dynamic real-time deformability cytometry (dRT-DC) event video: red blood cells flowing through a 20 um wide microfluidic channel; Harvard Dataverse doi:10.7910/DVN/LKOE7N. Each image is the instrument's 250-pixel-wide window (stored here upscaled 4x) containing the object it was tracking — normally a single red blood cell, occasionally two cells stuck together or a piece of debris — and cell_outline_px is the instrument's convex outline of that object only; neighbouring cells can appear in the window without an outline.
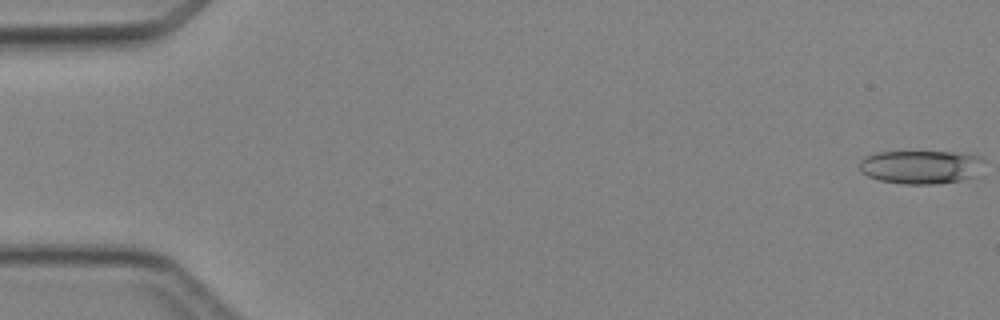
{"species": "Egyptian fruit bat (a non-hibernating species)", "species_latin": "Rousettus aegyptiacus", "temperature_condition": "cold", "stored_images_in_passage": 4, "camera_frame_rate_fps": 3000, "um_per_image_px": 0.085, "animal": {"sex": "female"}, "frame": {"image": 1, "passage_image": 1, "time_ms": 0.0, "image_size_px": [1000, 320], "cell_outline_px": [[984, 176], [936, 184], [904, 184], [880, 180], [868, 176], [860, 172], [860, 160], [876, 152], [956, 152], [980, 156], [984, 160]], "centroid_in_image_um": [78.39, 14.2], "position_along_channel_um": 6.6, "area_um2": 24.85}}
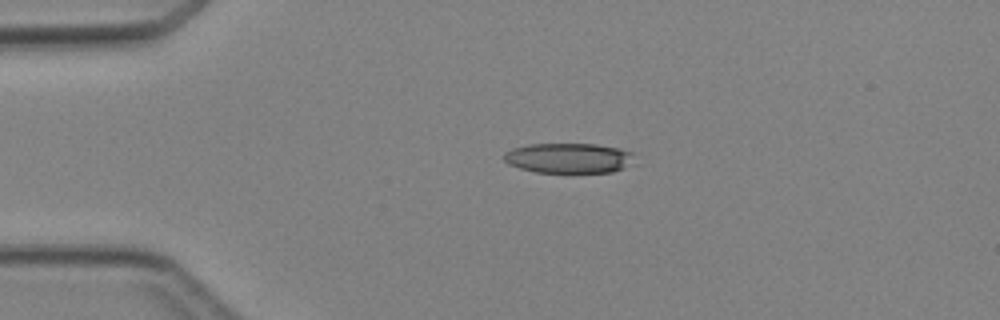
{"frame": {"image": 2, "passage_image": 3, "time_ms": 3.333, "image_size_px": [1000, 320], "cell_outline_px": [[632, 152], [624, 168], [612, 172], [536, 172], [520, 168], [508, 164], [504, 160], [504, 152], [512, 148], [532, 144], [596, 144], [620, 148]], "centroid_in_image_um": [48.26, 13.43], "position_along_channel_um": 36.7, "area_um2": 22.48}}